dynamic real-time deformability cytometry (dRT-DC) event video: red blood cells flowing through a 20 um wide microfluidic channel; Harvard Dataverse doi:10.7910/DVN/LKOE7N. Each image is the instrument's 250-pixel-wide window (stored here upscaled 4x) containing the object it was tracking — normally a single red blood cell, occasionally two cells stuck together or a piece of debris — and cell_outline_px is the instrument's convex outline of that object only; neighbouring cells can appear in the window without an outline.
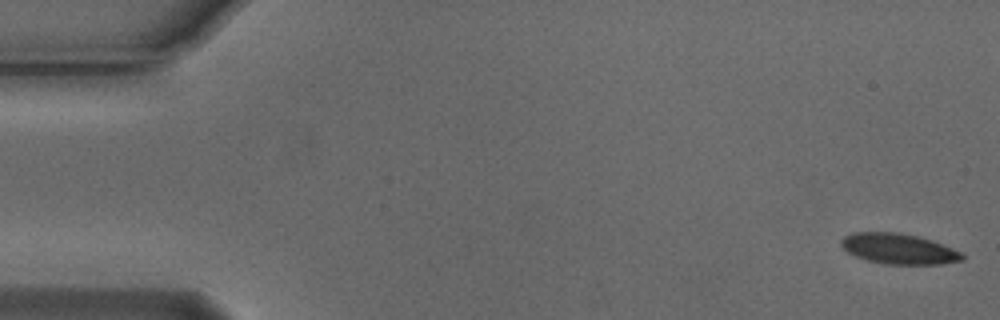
{"species": "Egyptian fruit bat (a non-hibernating species)", "species_latin": "Rousettus aegyptiacus", "temperature_condition": "cold", "stored_images_in_passage": 42, "camera_frame_rate_fps": 3000, "um_per_image_px": 0.085, "animal": {"sex": "male"}, "frame": {"image": 1, "passage_image": 1, "time_ms": 0.0, "image_size_px": [1000, 320], "cell_outline_px": [[964, 260], [940, 264], [884, 264], [868, 260], [856, 256], [848, 252], [840, 244], [840, 240], [844, 236], [852, 232], [900, 232], [932, 240], [952, 248], [960, 252], [964, 256]], "centroid_in_image_um": [76.37, 21.14], "position_along_channel_um": 8.6, "area_um2": 21.44}}
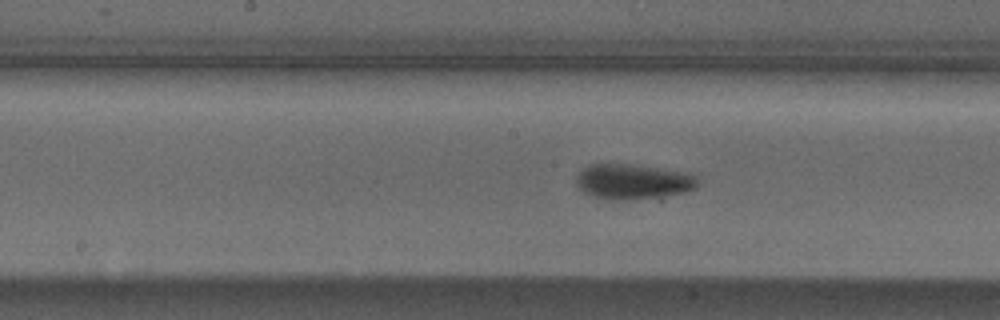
{"frame": {"image": 2, "passage_image": 27, "time_ms": 8.667, "image_size_px": [1000, 320], "cell_outline_px": [[700, 184], [696, 188], [684, 192], [620, 200], [596, 196], [584, 192], [576, 184], [576, 176], [580, 168], [588, 164], [628, 164], [692, 172], [696, 176]], "centroid_in_image_um": [53.81, 15.39], "position_along_channel_um": 194.4, "area_um2": 24.62}}
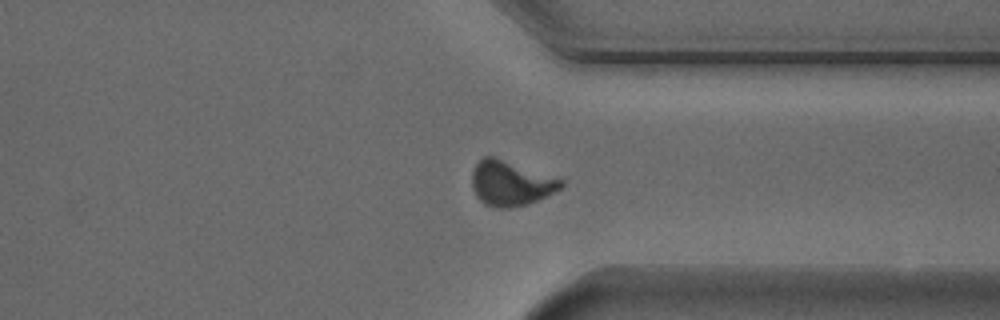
{"frame": {"image": 3, "passage_image": 41, "time_ms": 13.333, "image_size_px": [1000, 320], "cell_outline_px": [[564, 184], [560, 188], [528, 204], [508, 208], [496, 208], [484, 204], [476, 196], [472, 188], [472, 172], [476, 164], [484, 156], [492, 156], [564, 180]], "centroid_in_image_um": [43.36, 15.59], "position_along_channel_um": 368.0, "area_um2": 22.95}, "authors_computed_cell_mechanics": {"area_um2": 23.3512, "velocity_mm_per_s": 3.7472, "shape_relaxation_time_tau1_ms": 3.7626, "shape_relaxation_time_tau2_ms": 5.6285, "deformation_change_tau1": 0.1265, "deformation_change_tau2": 0.0875}}